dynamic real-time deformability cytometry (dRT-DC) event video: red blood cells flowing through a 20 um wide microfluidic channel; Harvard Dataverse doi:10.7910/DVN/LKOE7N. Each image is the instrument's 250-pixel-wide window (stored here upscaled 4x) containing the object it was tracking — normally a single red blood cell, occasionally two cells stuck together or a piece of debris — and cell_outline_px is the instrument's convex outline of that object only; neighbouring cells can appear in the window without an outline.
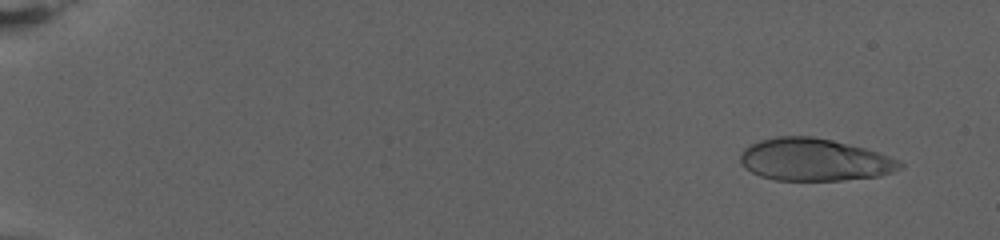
{"species": "human", "species_latin": "Homo sapiens", "temperature_condition": "warm", "stored_images_in_passage": 78, "camera_frame_rate_fps": 3000, "um_per_image_px": 0.085, "donor": {"sex": "female"}, "frame": {"image": 1, "passage_image": 6, "time_ms": 1.667, "image_size_px": [1000, 240], "cell_outline_px": [[904, 168], [880, 176], [840, 180], [776, 180], [760, 176], [744, 168], [740, 160], [740, 152], [744, 148], [760, 140], [776, 136], [812, 136], [832, 140], [864, 148], [900, 160], [904, 164]], "centroid_in_image_um": [69.22, 13.58], "position_along_channel_um": 15.8, "area_um2": 39.42}}
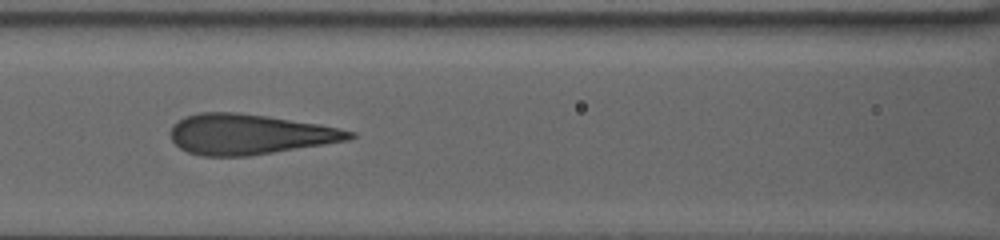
{"frame": {"image": 2, "passage_image": 38, "time_ms": 12.333, "image_size_px": [1000, 240], "cell_outline_px": [[356, 136], [348, 140], [324, 144], [248, 156], [200, 156], [188, 152], [180, 148], [172, 140], [168, 132], [172, 124], [184, 116], [200, 112], [236, 112], [268, 116], [320, 124], [356, 132]], "centroid_in_image_um": [21.15, 11.4], "position_along_channel_um": 145.4, "area_um2": 42.19}}
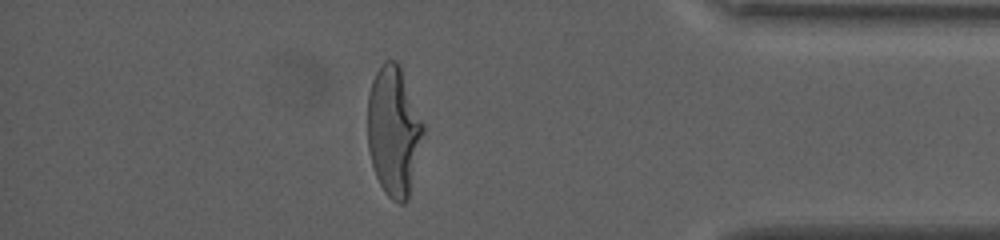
{"frame": {"image": 3, "passage_image": 69, "time_ms": 22.667, "image_size_px": [1000, 240], "cell_outline_px": [[424, 132], [408, 200], [404, 204], [400, 204], [392, 200], [384, 192], [376, 176], [372, 164], [368, 148], [368, 96], [372, 80], [376, 72], [384, 60], [396, 60], [400, 64], [424, 124]], "centroid_in_image_um": [33.47, 11.13], "position_along_channel_um": 401.7, "area_um2": 42.14}, "authors_computed_cell_mechanics": {"area_um2": 41.1247, "velocity_mm_per_s": 2.7257, "shape_relaxation_time_tau1_ms": 10.1236, "shape_relaxation_time_tau2_ms": null, "deformation_change_tau1": 0.3286, "deformation_change_tau2": null}}